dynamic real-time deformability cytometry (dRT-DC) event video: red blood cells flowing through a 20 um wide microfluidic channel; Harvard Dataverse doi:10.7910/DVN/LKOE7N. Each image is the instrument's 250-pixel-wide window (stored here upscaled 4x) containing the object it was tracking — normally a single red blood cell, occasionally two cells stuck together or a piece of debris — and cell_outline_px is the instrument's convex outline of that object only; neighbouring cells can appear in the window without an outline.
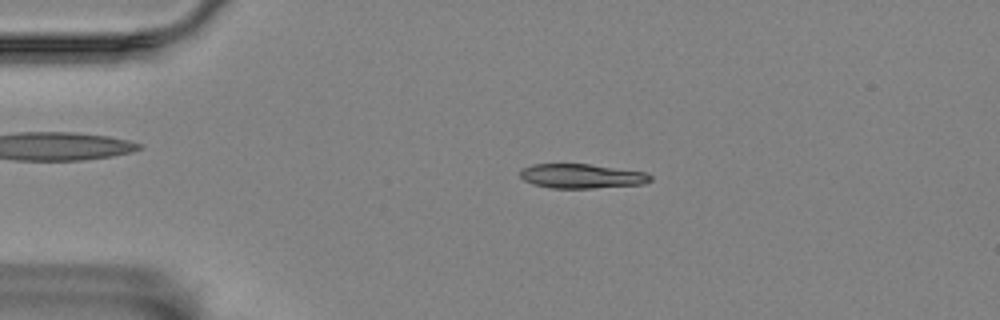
{"species": "Egyptian fruit bat (a non-hibernating species)", "species_latin": "Rousettus aegyptiacus", "temperature_condition": "room temperature", "stored_images_in_passage": 4, "camera_frame_rate_fps": 3000, "um_per_image_px": 0.085, "animal": {"sex": "female"}, "frame": {"image": 1, "passage_image": 3, "time_ms": 3.0, "image_size_px": [1000, 320], "cell_outline_px": [[652, 180], [644, 184], [592, 188], [552, 188], [532, 184], [524, 180], [520, 176], [520, 168], [532, 164], [588, 164], [644, 172], [652, 176]], "centroid_in_image_um": [49.4, 14.97], "position_along_channel_um": 35.6, "area_um2": 18.5}}